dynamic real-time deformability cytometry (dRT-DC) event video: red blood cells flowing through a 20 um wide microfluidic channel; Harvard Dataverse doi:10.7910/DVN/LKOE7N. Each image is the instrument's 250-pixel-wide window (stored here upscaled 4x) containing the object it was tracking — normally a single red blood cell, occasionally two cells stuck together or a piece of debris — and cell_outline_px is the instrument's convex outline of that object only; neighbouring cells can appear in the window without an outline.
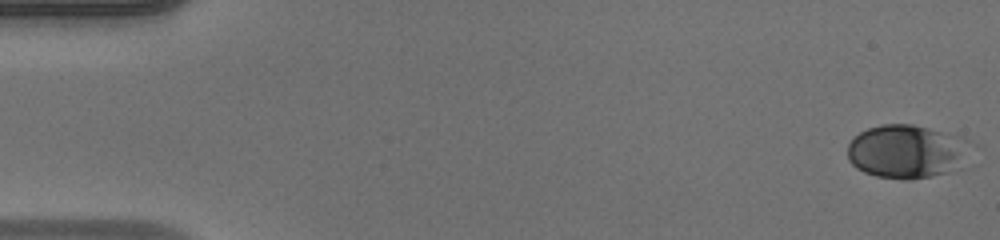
{"species": "human", "species_latin": "Homo sapiens", "temperature_condition": "warm", "stored_images_in_passage": 49, "camera_frame_rate_fps": 3000, "um_per_image_px": 0.085, "donor": {"sex": "male"}, "frame": {"image": 1, "passage_image": 1, "time_ms": 0.0, "image_size_px": [1000, 240], "cell_outline_px": [[968, 140], [948, 172], [932, 176], [912, 180], [900, 180], [876, 176], [864, 172], [856, 168], [848, 160], [848, 144], [852, 136], [868, 128], [880, 124], [912, 124], [928, 128], [956, 136]], "centroid_in_image_um": [76.84, 12.87], "position_along_channel_um": 8.2, "area_um2": 37.11}}
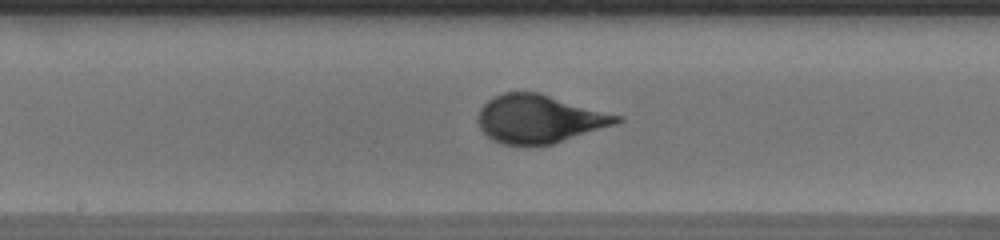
{"frame": {"image": 2, "passage_image": 26, "time_ms": 8.333, "image_size_px": [1000, 240], "cell_outline_px": [[624, 120], [616, 124], [552, 144], [504, 144], [492, 140], [480, 128], [480, 108], [492, 96], [504, 92], [540, 92], [624, 116]], "centroid_in_image_um": [45.89, 10.08], "position_along_channel_um": 202.3, "area_um2": 38.84}}
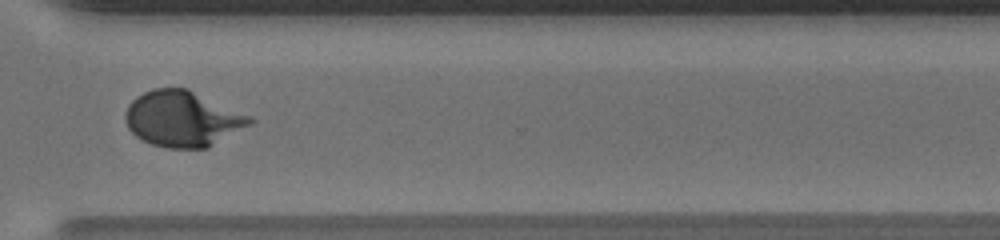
{"frame": {"image": 3, "passage_image": 37, "time_ms": 12.0, "image_size_px": [1000, 240], "cell_outline_px": [[256, 120], [252, 124], [208, 148], [168, 148], [152, 144], [136, 136], [128, 128], [124, 120], [124, 112], [128, 104], [136, 96], [152, 88], [188, 88], [252, 116]], "centroid_in_image_um": [15.53, 10.09], "position_along_channel_um": 355.1, "area_um2": 40.81}, "authors_computed_cell_mechanics": {"area_um2": 37.3966, "velocity_mm_per_s": 4.1652, "shape_relaxation_time_tau1_ms": 4.249, "shape_relaxation_time_tau2_ms": null, "deformation_change_tau1": 0.2177, "deformation_change_tau2": null}}